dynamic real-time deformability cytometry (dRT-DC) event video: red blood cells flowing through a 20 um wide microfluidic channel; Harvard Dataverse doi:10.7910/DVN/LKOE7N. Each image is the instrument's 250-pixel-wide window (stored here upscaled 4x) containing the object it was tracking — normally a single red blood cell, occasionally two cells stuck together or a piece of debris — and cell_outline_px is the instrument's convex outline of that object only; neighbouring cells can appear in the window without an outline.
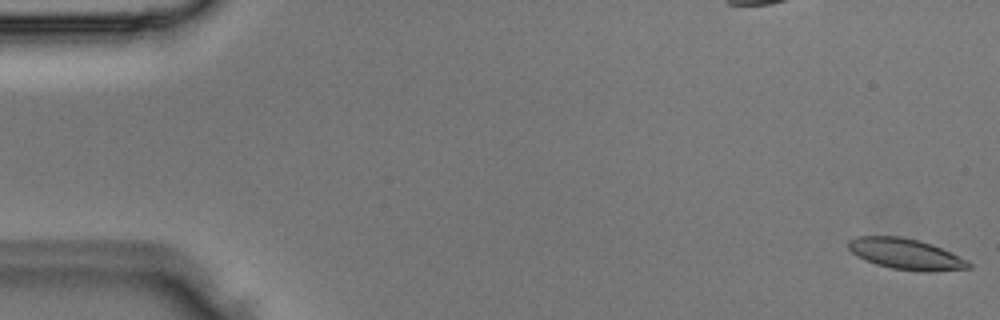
{"species": "Egyptian fruit bat (a non-hibernating species)", "species_latin": "Rousettus aegyptiacus", "temperature_condition": "room temperature", "stored_images_in_passage": 3, "camera_frame_rate_fps": 3000, "um_per_image_px": 0.085, "animal": {"sex": "male"}, "frame": {"image": 1, "passage_image": 1, "time_ms": 0.0, "image_size_px": [1000, 320], "cell_outline_px": [[972, 268], [892, 268], [876, 264], [856, 256], [848, 248], [848, 240], [856, 236], [900, 236], [920, 240], [932, 244], [968, 260], [972, 264]], "centroid_in_image_um": [76.88, 21.51], "position_along_channel_um": 8.1, "area_um2": 20.52}}
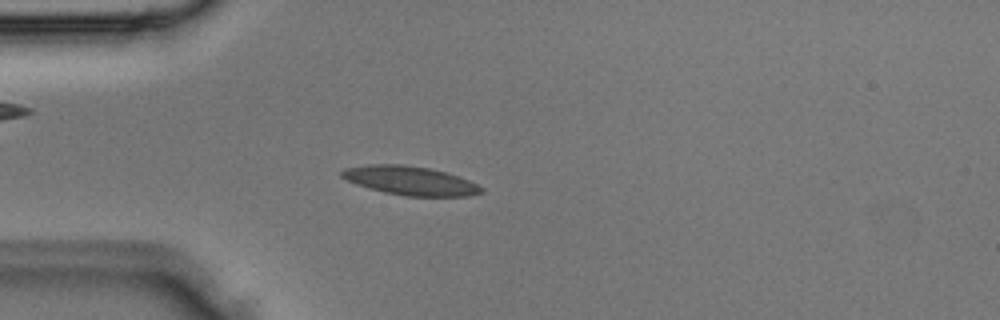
{"frame": {"image": 2, "passage_image": 3, "time_ms": 0.667, "image_size_px": [1000, 320], "cell_outline_px": [[484, 192], [468, 196], [404, 196], [384, 192], [356, 184], [340, 176], [340, 172], [344, 168], [368, 164], [404, 164], [428, 168], [460, 176], [484, 188]], "centroid_in_image_um": [34.86, 15.35], "position_along_channel_um": 50.1, "area_um2": 23.47}}